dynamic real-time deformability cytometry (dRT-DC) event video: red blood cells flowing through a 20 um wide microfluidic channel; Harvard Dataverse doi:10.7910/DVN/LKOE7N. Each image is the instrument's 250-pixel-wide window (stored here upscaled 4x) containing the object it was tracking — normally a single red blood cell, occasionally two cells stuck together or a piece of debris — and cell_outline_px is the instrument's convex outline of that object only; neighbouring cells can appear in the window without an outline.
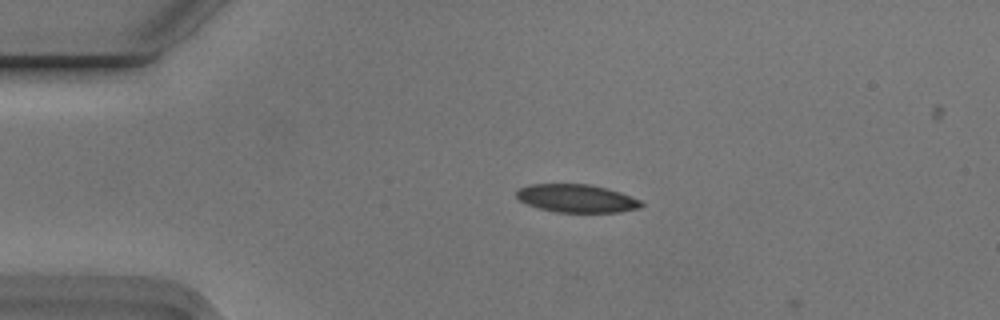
{"species": "Egyptian fruit bat (a non-hibernating species)", "species_latin": "Rousettus aegyptiacus", "temperature_condition": "cold", "stored_images_in_passage": 4, "camera_frame_rate_fps": 3000, "um_per_image_px": 0.085, "animal": {"sex": "male"}, "frame": {"image": 1, "passage_image": 3, "time_ms": 0.667, "image_size_px": [1000, 320], "cell_outline_px": [[644, 204], [640, 208], [620, 212], [556, 212], [536, 208], [520, 200], [516, 196], [516, 192], [520, 188], [532, 184], [588, 184], [608, 188], [620, 192], [640, 200]], "centroid_in_image_um": [49.03, 16.87], "position_along_channel_um": 36.0, "area_um2": 20.4}}